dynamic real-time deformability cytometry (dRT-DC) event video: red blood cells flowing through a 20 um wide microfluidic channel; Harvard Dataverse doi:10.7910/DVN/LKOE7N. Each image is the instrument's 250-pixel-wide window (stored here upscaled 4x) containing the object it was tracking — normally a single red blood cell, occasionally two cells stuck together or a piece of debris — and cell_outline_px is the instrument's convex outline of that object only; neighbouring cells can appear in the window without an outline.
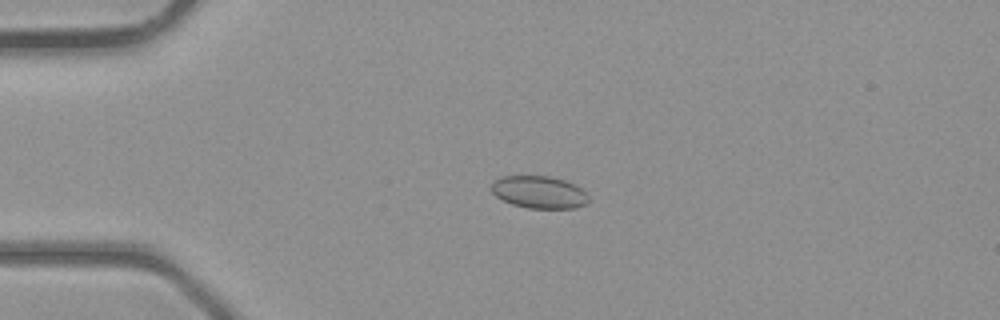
{"species": "common noctule bat (a hibernating species)", "species_latin": "Nyctalus noctula", "temperature_condition": "room temperature", "stored_images_in_passage": 4, "camera_frame_rate_fps": 3000, "um_per_image_px": 0.085, "animal": {"sex": "male", "body_mass_g": 23.1, "forearm_length_mm": 52.7}, "frame": {"image": 1, "passage_image": 3, "time_ms": 2.667, "image_size_px": [1000, 320], "cell_outline_px": [[588, 204], [576, 208], [528, 208], [512, 204], [496, 196], [492, 192], [492, 180], [500, 176], [552, 176], [564, 180], [580, 188], [588, 196]], "centroid_in_image_um": [45.81, 16.33], "position_along_channel_um": 39.2, "area_um2": 18.32}}